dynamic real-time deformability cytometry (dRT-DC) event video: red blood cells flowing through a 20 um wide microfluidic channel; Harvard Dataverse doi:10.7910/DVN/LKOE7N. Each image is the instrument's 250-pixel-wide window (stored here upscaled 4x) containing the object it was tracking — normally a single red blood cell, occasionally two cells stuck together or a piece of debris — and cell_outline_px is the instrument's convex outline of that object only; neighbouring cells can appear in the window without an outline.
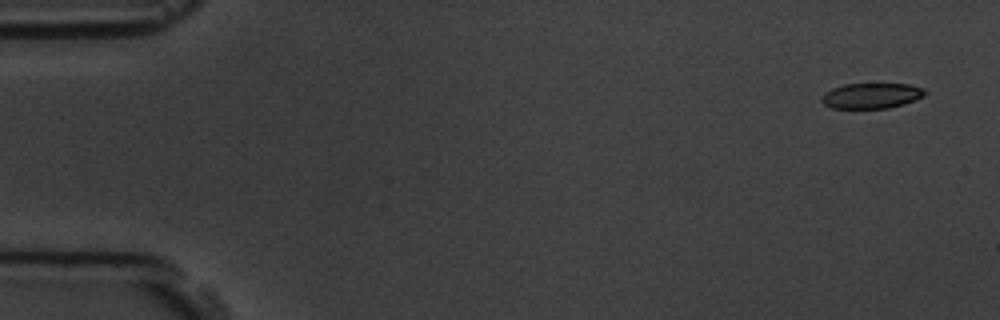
{"species": "common noctule bat (a hibernating species)", "species_latin": "Nyctalus noctula", "temperature_condition": "room temperature", "stored_images_in_passage": 4, "camera_frame_rate_fps": 3000, "um_per_image_px": 0.085, "animal": {"sex": "male", "body_mass_g": 19.5, "forearm_length_mm": 54.6}, "frame": {"image": 1, "passage_image": 1, "time_ms": 0.0, "image_size_px": [1000, 320], "cell_outline_px": [[928, 92], [924, 96], [916, 100], [904, 104], [888, 108], [832, 108], [824, 104], [820, 100], [820, 96], [824, 92], [832, 88], [844, 84], [908, 84], [924, 88]], "centroid_in_image_um": [74.07, 8.13], "position_along_channel_um": 10.9, "area_um2": 15.49}}
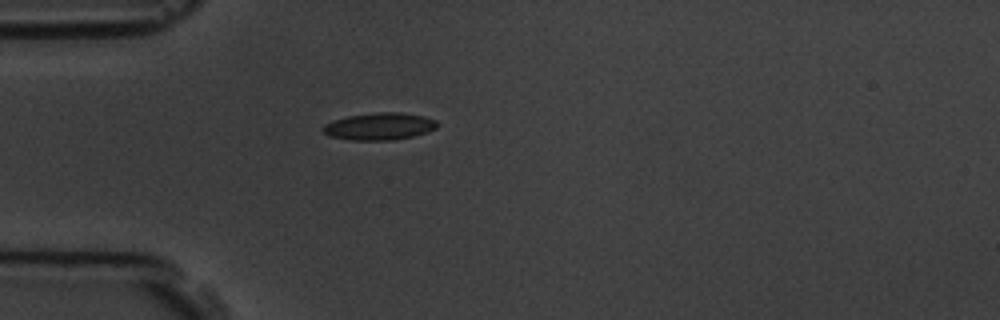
{"frame": {"image": 2, "passage_image": 4, "time_ms": 4.333, "image_size_px": [1000, 320], "cell_outline_px": [[440, 124], [436, 128], [428, 132], [412, 136], [392, 140], [352, 140], [328, 136], [324, 132], [324, 124], [348, 116], [376, 112], [400, 112], [424, 116], [436, 120]], "centroid_in_image_um": [32.3, 10.74], "position_along_channel_um": 52.7, "area_um2": 18.03}}